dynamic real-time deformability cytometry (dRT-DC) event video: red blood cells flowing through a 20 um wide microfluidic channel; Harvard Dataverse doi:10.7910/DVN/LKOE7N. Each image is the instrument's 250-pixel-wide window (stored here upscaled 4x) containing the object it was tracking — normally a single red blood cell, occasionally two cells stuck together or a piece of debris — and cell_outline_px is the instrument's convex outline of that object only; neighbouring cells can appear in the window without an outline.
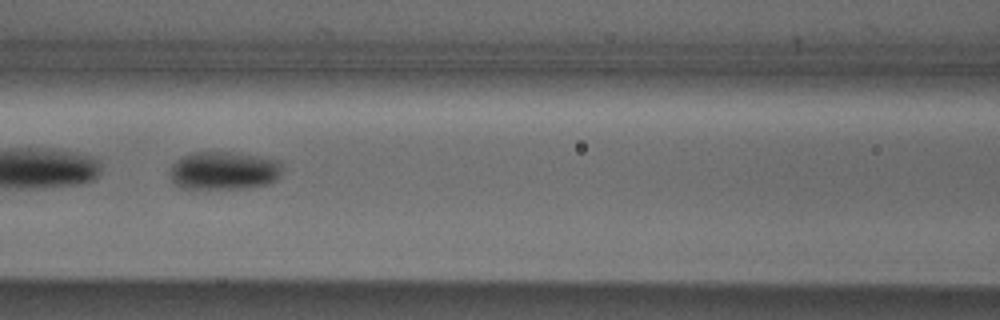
{"species": "Egyptian fruit bat (a non-hibernating species)", "species_latin": "Rousettus aegyptiacus", "temperature_condition": "cold", "stored_images_in_passage": 39, "camera_frame_rate_fps": 3000, "um_per_image_px": 0.085, "animal": {"sex": "male"}, "frame": {"image": 1, "passage_image": 10, "time_ms": 3.0, "image_size_px": [1000, 320], "cell_outline_px": [[280, 176], [276, 180], [268, 184], [248, 188], [180, 188], [172, 184], [168, 172], [172, 164], [176, 160], [192, 152], [228, 152], [256, 156], [276, 160], [280, 164]], "centroid_in_image_um": [18.96, 14.52], "position_along_channel_um": 147.6, "area_um2": 25.03}}
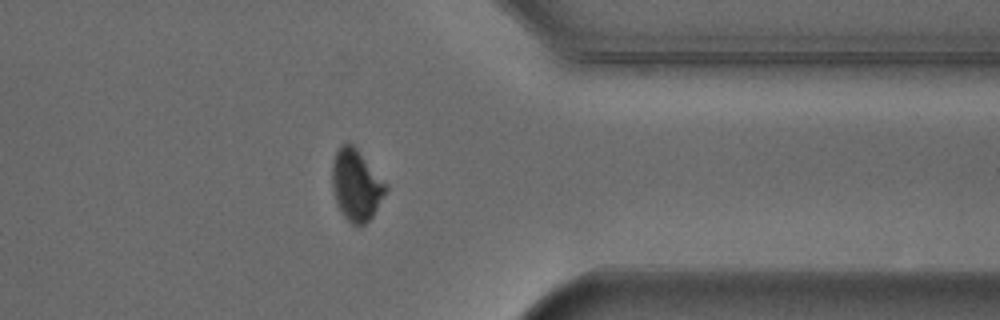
{"frame": {"image": 2, "passage_image": 28, "time_ms": 9.0, "image_size_px": [1000, 320], "cell_outline_px": [[388, 192], [372, 216], [360, 228], [356, 228], [344, 216], [336, 200], [332, 188], [332, 160], [340, 144], [352, 144], [356, 148], [388, 184]], "centroid_in_image_um": [30.3, 15.75], "position_along_channel_um": 381.1, "area_um2": 22.43}}
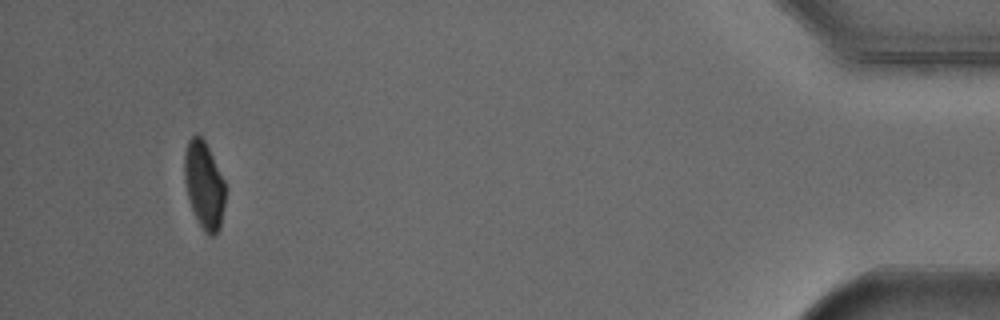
{"frame": {"image": 3, "passage_image": 36, "time_ms": 11.667, "image_size_px": [1000, 320], "cell_outline_px": [[224, 204], [220, 228], [216, 236], [208, 236], [204, 232], [192, 208], [188, 196], [184, 180], [184, 152], [188, 140], [196, 132], [204, 140], [224, 180]], "centroid_in_image_um": [17.33, 15.73], "position_along_channel_um": 417.9, "area_um2": 20.63}, "authors_computed_cell_mechanics": {"area_um2": 23.698, "velocity_mm_per_s": 3.858, "shape_relaxation_time_tau1_ms": 5.9431, "shape_relaxation_time_tau2_ms": null, "deformation_change_tau1": 0.0901, "deformation_change_tau2": null}}